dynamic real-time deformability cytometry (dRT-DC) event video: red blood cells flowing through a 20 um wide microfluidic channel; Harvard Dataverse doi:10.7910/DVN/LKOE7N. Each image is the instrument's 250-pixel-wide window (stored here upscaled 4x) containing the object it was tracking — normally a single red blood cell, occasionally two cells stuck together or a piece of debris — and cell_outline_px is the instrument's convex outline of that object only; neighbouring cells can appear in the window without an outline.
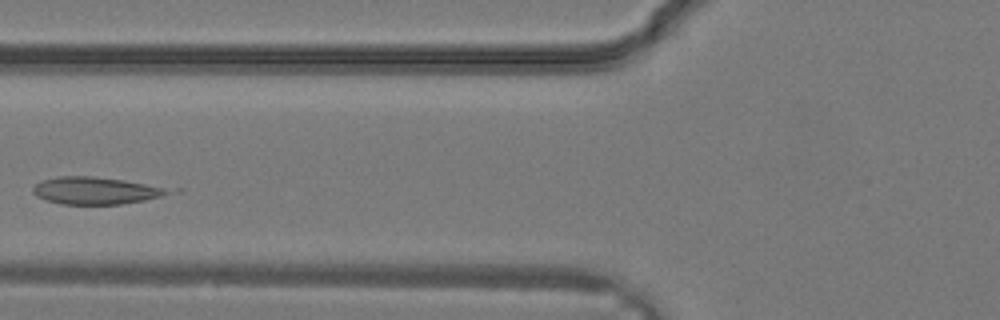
{"species": "common noctule bat (a hibernating species)", "species_latin": "Nyctalus noctula", "temperature_condition": "warm", "stored_images_in_passage": 15, "camera_frame_rate_fps": 3000, "um_per_image_px": 0.085, "animal": {"sex": "male", "body_mass_g": 19.2, "forearm_length_mm": 51.8}, "frame": {"image": 1, "passage_image": 8, "time_ms": 2.333, "image_size_px": [1000, 320], "cell_outline_px": [[184, 192], [144, 200], [120, 204], [64, 204], [48, 200], [36, 196], [32, 192], [32, 188], [40, 180], [60, 176], [92, 176], [124, 180], [184, 188]], "centroid_in_image_um": [8.4, 16.19], "position_along_channel_um": 117.4, "area_um2": 22.37}}
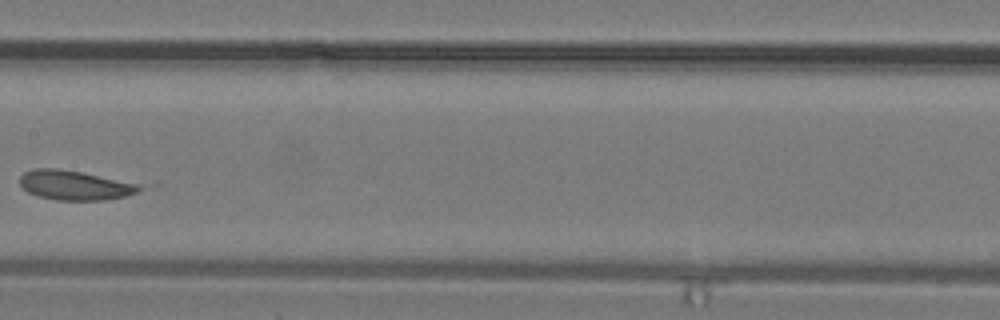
{"frame": {"image": 2, "passage_image": 12, "time_ms": 3.667, "image_size_px": [1000, 320], "cell_outline_px": [[144, 188], [136, 192], [124, 196], [104, 200], [56, 200], [40, 196], [28, 192], [20, 188], [20, 176], [24, 172], [32, 168], [56, 168], [80, 172], [140, 184]], "centroid_in_image_um": [6.31, 15.74], "position_along_channel_um": 201.1, "area_um2": 20.46}}
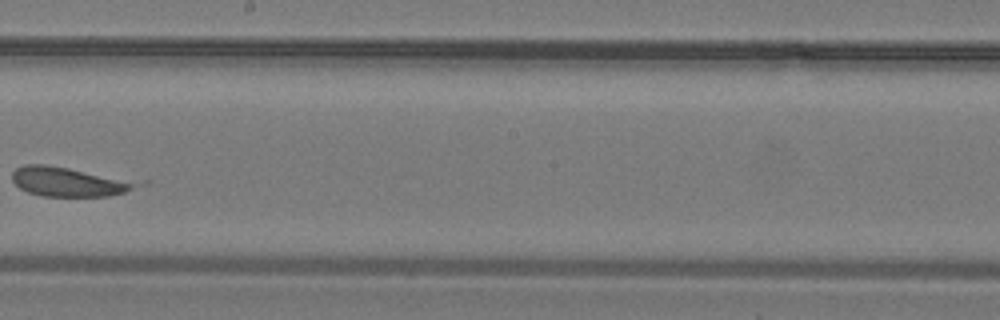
{"frame": {"image": 3, "passage_image": 14, "time_ms": 4.333, "image_size_px": [1000, 320], "cell_outline_px": [[152, 184], [124, 192], [108, 196], [40, 196], [28, 192], [20, 188], [12, 180], [12, 172], [16, 168], [24, 164], [44, 164], [152, 180]], "centroid_in_image_um": [6.15, 15.43], "position_along_channel_um": 242.1, "area_um2": 22.77}}